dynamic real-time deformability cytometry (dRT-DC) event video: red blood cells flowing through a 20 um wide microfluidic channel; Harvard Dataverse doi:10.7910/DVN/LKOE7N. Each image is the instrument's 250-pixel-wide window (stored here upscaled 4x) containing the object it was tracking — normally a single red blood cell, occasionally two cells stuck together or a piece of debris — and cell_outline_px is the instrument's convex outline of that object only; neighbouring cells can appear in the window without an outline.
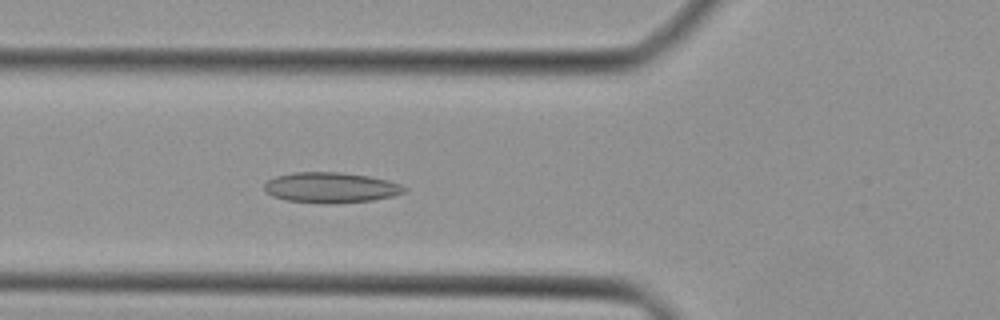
{"species": "Egyptian fruit bat (a non-hibernating species)", "species_latin": "Rousettus aegyptiacus", "temperature_condition": "cold", "stored_images_in_passage": 29, "camera_frame_rate_fps": 3000, "um_per_image_px": 0.085, "animal": {"sex": "female"}, "frame": {"image": 1, "passage_image": 6, "time_ms": 1.667, "image_size_px": [1000, 320], "cell_outline_px": [[408, 188], [404, 192], [392, 196], [372, 200], [332, 204], [328, 204], [288, 200], [272, 196], [264, 192], [264, 184], [268, 180], [276, 176], [296, 172], [340, 172], [368, 176], [388, 180], [400, 184]], "centroid_in_image_um": [28.11, 15.94], "position_along_channel_um": 97.7, "area_um2": 24.85}}
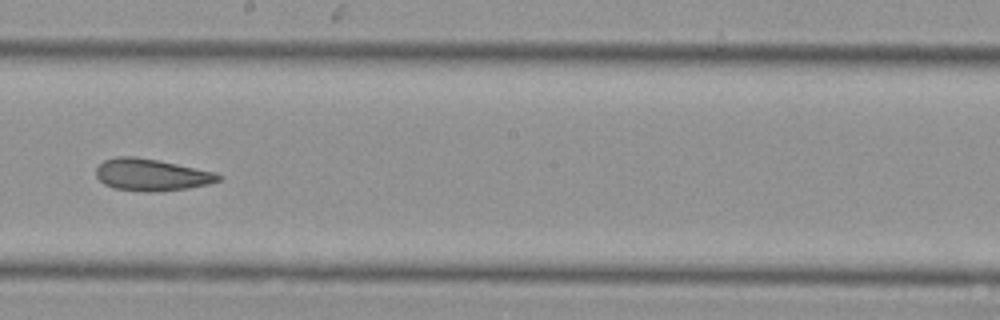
{"frame": {"image": 2, "passage_image": 15, "time_ms": 4.667, "image_size_px": [1000, 320], "cell_outline_px": [[224, 176], [220, 180], [208, 184], [188, 188], [160, 192], [144, 192], [116, 188], [104, 184], [96, 176], [96, 168], [104, 160], [116, 156], [136, 156], [216, 172]], "centroid_in_image_um": [12.88, 14.86], "position_along_channel_um": 235.3, "area_um2": 22.83}}
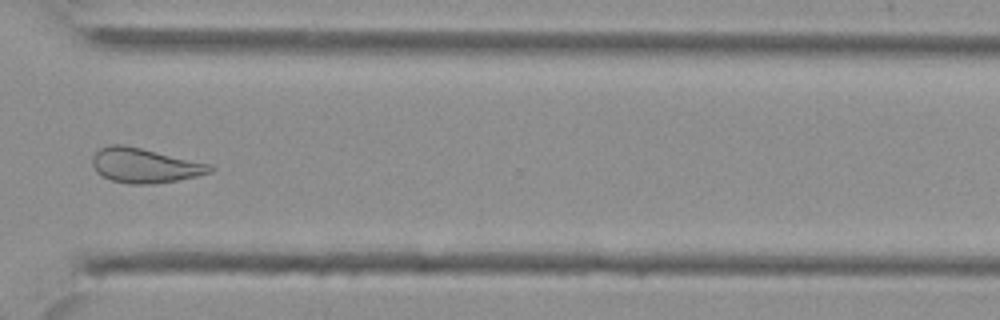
{"frame": {"image": 3, "passage_image": 23, "time_ms": 7.333, "image_size_px": [1000, 320], "cell_outline_px": [[216, 168], [212, 172], [180, 180], [152, 184], [128, 184], [112, 180], [96, 172], [92, 164], [92, 156], [100, 148], [108, 144], [124, 144], [212, 164]], "centroid_in_image_um": [12.32, 14.06], "position_along_channel_um": 358.3, "area_um2": 23.99}}